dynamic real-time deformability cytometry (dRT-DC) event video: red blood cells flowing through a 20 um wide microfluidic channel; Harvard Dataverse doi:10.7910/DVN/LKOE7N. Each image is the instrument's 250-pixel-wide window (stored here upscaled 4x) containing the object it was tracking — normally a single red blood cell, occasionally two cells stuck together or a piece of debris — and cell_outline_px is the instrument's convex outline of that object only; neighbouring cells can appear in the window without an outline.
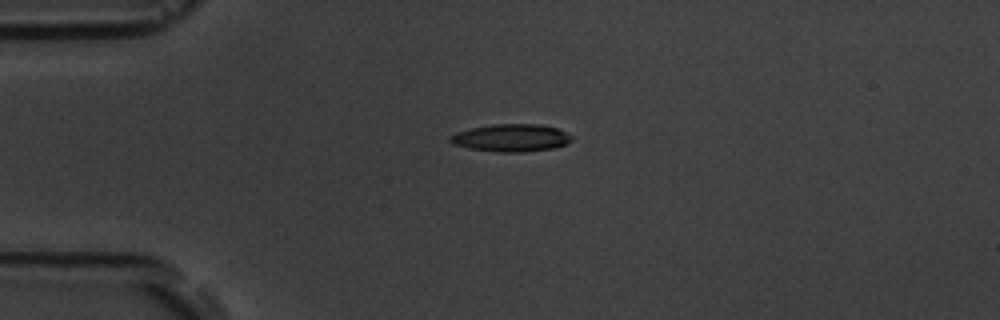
{"species": "common noctule bat (a hibernating species)", "species_latin": "Nyctalus noctula", "temperature_condition": "room temperature", "stored_images_in_passage": 4, "camera_frame_rate_fps": 3000, "um_per_image_px": 0.085, "animal": {"sex": "male", "body_mass_g": 19.5, "forearm_length_mm": 54.6}, "frame": {"image": 1, "passage_image": 3, "time_ms": 2.333, "image_size_px": [1000, 320], "cell_outline_px": [[572, 140], [568, 144], [556, 148], [524, 152], [496, 152], [468, 148], [452, 144], [448, 140], [448, 136], [456, 132], [472, 128], [492, 124], [540, 124], [556, 128], [572, 136]], "centroid_in_image_um": [43.43, 11.73], "position_along_channel_um": 41.6, "area_um2": 19.71}}